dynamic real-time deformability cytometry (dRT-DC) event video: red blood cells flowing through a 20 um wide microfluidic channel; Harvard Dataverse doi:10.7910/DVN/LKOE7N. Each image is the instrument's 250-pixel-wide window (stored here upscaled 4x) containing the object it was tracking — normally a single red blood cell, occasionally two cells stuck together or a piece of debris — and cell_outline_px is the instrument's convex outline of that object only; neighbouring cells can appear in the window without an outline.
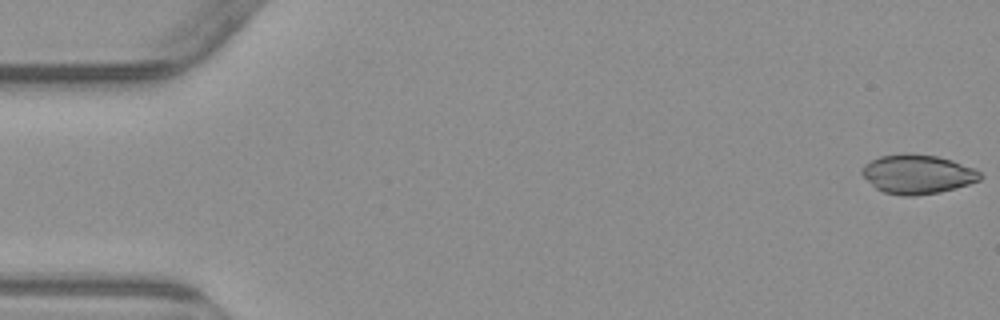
{"species": "common noctule bat (a hibernating species)", "species_latin": "Nyctalus noctula", "temperature_condition": "warm", "stored_images_in_passage": 5, "camera_frame_rate_fps": 3000, "um_per_image_px": 0.085, "animal": {"sex": "male", "body_mass_g": 23.1, "forearm_length_mm": 52.7}, "frame": {"image": 1, "passage_image": 1, "time_ms": 0.0, "image_size_px": [1000, 320], "cell_outline_px": [[984, 176], [980, 180], [956, 188], [940, 192], [916, 196], [904, 196], [884, 192], [876, 188], [860, 172], [864, 164], [880, 156], [904, 152], [936, 156], [952, 160], [976, 168]], "centroid_in_image_um": [78.01, 14.8], "position_along_channel_um": 7.0, "area_um2": 27.17}}